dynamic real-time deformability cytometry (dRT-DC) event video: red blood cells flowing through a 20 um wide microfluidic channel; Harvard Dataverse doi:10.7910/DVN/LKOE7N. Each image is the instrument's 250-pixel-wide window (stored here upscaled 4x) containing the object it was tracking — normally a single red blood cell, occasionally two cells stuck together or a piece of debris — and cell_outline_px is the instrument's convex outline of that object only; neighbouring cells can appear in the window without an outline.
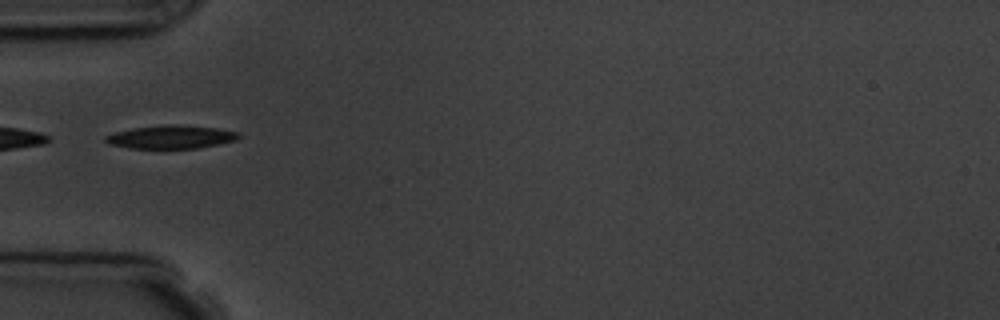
{"species": "common noctule bat (a hibernating species)", "species_latin": "Nyctalus noctula", "temperature_condition": "room temperature", "stored_images_in_passage": 2, "camera_frame_rate_fps": 3000, "um_per_image_px": 0.085, "animal": {"sex": "male", "body_mass_g": 19.5, "forearm_length_mm": 54.6}, "frame": {"image": 1, "passage_image": 2, "time_ms": 1.0, "image_size_px": [1000, 320], "cell_outline_px": [[240, 136], [236, 140], [196, 148], [128, 148], [108, 144], [104, 140], [104, 136], [116, 132], [136, 128], [164, 124], [180, 124], [216, 128], [240, 132]], "centroid_in_image_um": [14.52, 11.63], "position_along_channel_um": 70.5, "area_um2": 17.98}}